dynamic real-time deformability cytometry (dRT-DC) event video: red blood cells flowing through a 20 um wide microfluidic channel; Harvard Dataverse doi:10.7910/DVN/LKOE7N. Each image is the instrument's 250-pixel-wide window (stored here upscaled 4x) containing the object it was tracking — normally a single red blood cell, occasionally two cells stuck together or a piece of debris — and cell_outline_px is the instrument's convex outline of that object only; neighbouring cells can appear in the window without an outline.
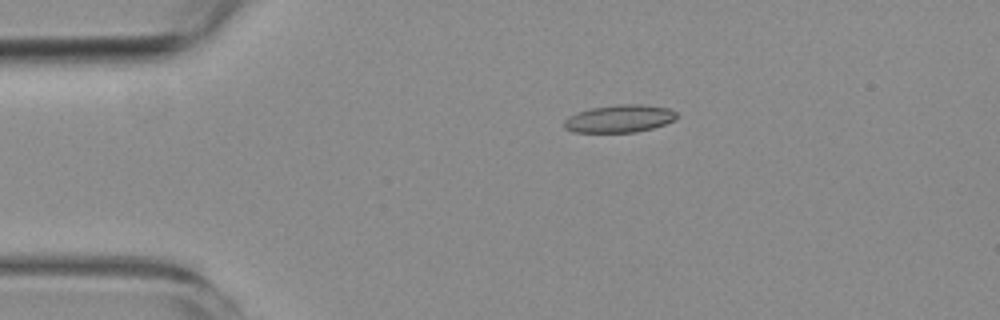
{"species": "common noctule bat (a hibernating species)", "species_latin": "Nyctalus noctula", "temperature_condition": "room temperature", "stored_images_in_passage": 10, "camera_frame_rate_fps": 3000, "um_per_image_px": 0.085, "animal": {"sex": "female", "body_mass_g": 19.3, "forearm_length_mm": 54.1}, "frame": {"image": 1, "passage_image": 3, "time_ms": 2.667, "image_size_px": [1000, 320], "cell_outline_px": [[676, 120], [652, 128], [636, 132], [572, 132], [564, 128], [564, 120], [568, 116], [576, 112], [592, 108], [616, 104], [644, 104], [668, 108], [676, 112]], "centroid_in_image_um": [52.64, 10.08], "position_along_channel_um": 32.4, "area_um2": 18.21}}
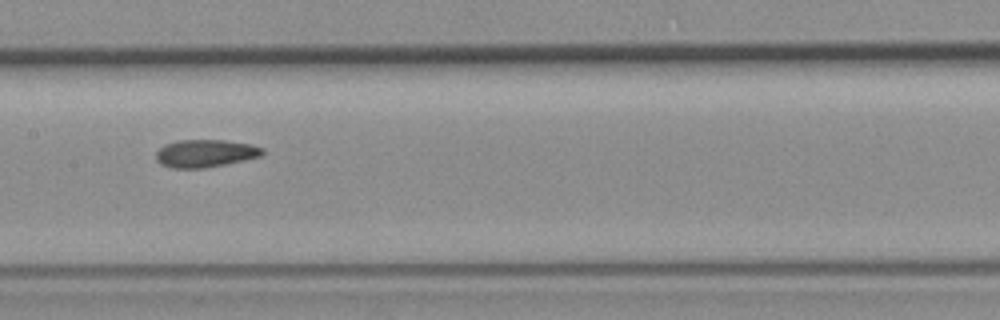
{"frame": {"image": 2, "passage_image": 7, "time_ms": 8.0, "image_size_px": [1000, 320], "cell_outline_px": [[264, 152], [260, 156], [224, 164], [204, 168], [172, 168], [160, 164], [156, 160], [156, 152], [164, 144], [176, 140], [224, 140], [252, 144], [264, 148]], "centroid_in_image_um": [17.42, 13.02], "position_along_channel_um": 190.0, "area_um2": 17.17}}
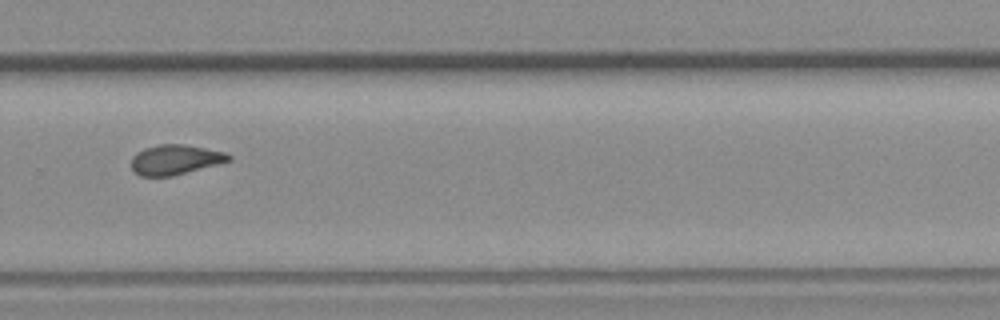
{"frame": {"image": 3, "passage_image": 10, "time_ms": 11.333, "image_size_px": [1000, 320], "cell_outline_px": [[232, 160], [220, 164], [172, 176], [140, 176], [132, 172], [132, 156], [136, 152], [144, 148], [160, 144], [184, 144], [224, 152], [232, 156]], "centroid_in_image_um": [14.88, 13.58], "position_along_channel_um": 314.9, "area_um2": 17.11}}